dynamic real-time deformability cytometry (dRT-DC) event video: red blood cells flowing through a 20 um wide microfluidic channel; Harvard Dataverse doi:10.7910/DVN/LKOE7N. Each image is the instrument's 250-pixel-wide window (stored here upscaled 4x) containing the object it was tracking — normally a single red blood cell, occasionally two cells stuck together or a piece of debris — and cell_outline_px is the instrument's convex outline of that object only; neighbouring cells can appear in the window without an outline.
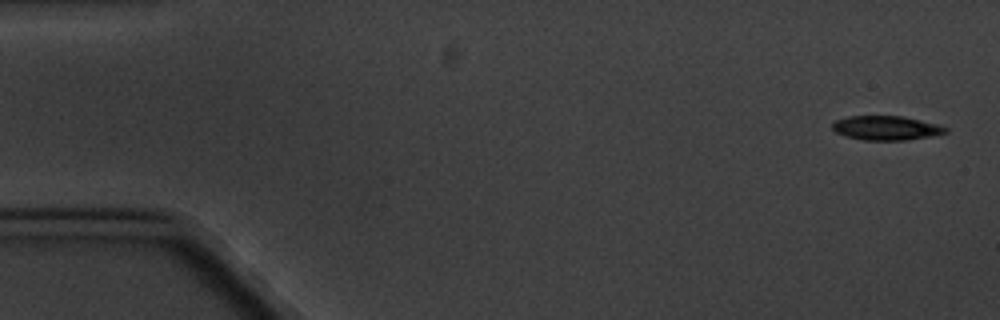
{"species": "common noctule bat (a hibernating species)", "species_latin": "Nyctalus noctula", "temperature_condition": "cold", "stored_images_in_passage": 5, "camera_frame_rate_fps": 3000, "um_per_image_px": 0.085, "animal": {"sex": "male", "body_mass_g": 20.1, "forearm_length_mm": 53.5}, "frame": {"image": 1, "passage_image": 1, "time_ms": 0.0, "image_size_px": [1000, 320], "cell_outline_px": [[948, 132], [936, 136], [904, 140], [864, 140], [844, 136], [836, 132], [832, 128], [832, 124], [836, 120], [848, 116], [900, 116], [920, 120], [936, 124], [948, 128]], "centroid_in_image_um": [75.33, 10.88], "position_along_channel_um": 9.7, "area_um2": 16.01}}
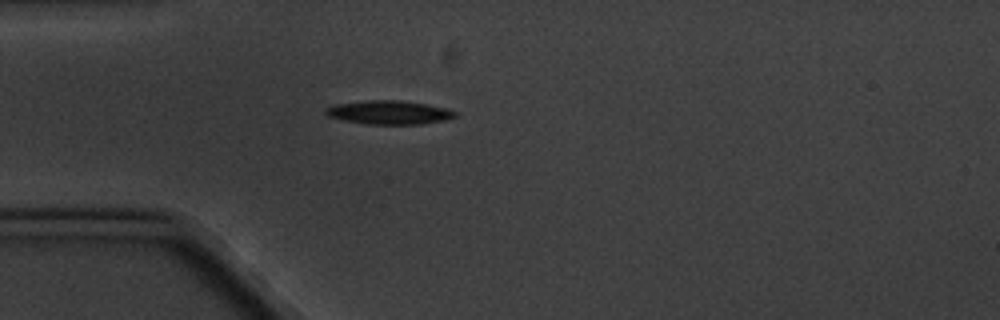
{"frame": {"image": 2, "passage_image": 5, "time_ms": 4.667, "image_size_px": [1000, 320], "cell_outline_px": [[456, 116], [444, 120], [420, 124], [364, 124], [344, 120], [328, 116], [324, 112], [324, 108], [336, 104], [368, 100], [400, 100], [448, 108], [456, 112]], "centroid_in_image_um": [33.04, 9.55], "position_along_channel_um": 52.0, "area_um2": 17.8}}